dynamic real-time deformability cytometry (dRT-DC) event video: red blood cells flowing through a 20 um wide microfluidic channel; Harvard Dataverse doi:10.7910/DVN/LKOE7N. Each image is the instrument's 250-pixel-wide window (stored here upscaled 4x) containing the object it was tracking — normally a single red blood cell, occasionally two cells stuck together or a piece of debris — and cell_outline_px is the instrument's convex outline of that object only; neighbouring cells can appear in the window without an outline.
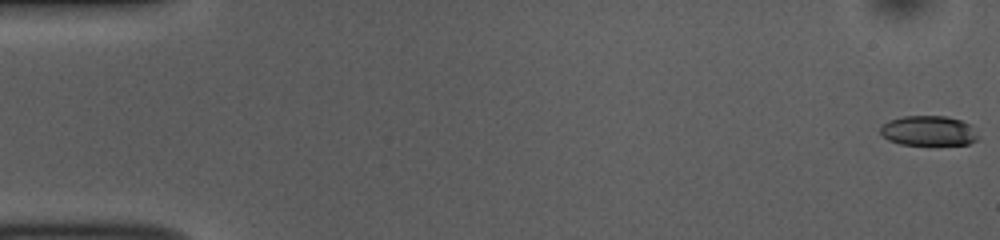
{"species": "common noctule bat (a hibernating species)", "species_latin": "Nyctalus noctula", "temperature_condition": "room temperature", "stored_images_in_passage": 54, "camera_frame_rate_fps": 3000, "um_per_image_px": 0.085, "animal": {"sex": "female", "body_mass_g": 10.0, "forearm_length_mm": 53.1}, "frame": {"image": 1, "passage_image": 1, "time_ms": 0.0, "image_size_px": [1000, 240], "cell_outline_px": [[980, 140], [968, 144], [900, 144], [888, 140], [880, 132], [880, 128], [888, 120], [904, 116], [944, 116], [960, 120], [968, 124], [980, 136]], "centroid_in_image_um": [78.94, 11.12], "position_along_channel_um": 6.1, "area_um2": 16.94}}
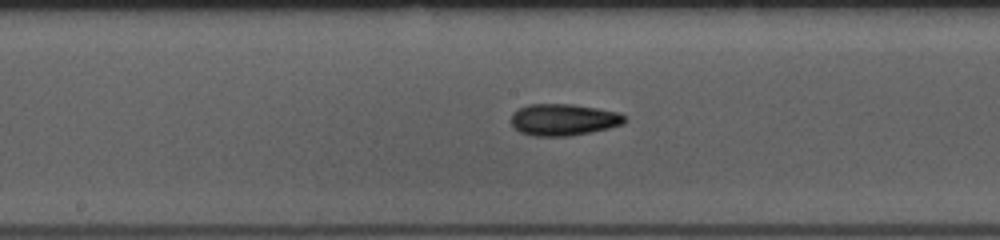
{"frame": {"image": 2, "passage_image": 28, "time_ms": 9.0, "image_size_px": [1000, 240], "cell_outline_px": [[628, 120], [624, 124], [592, 132], [568, 136], [532, 136], [520, 132], [512, 124], [512, 112], [528, 104], [572, 104], [620, 112]], "centroid_in_image_um": [47.92, 10.17], "position_along_channel_um": 200.3, "area_um2": 21.04}}
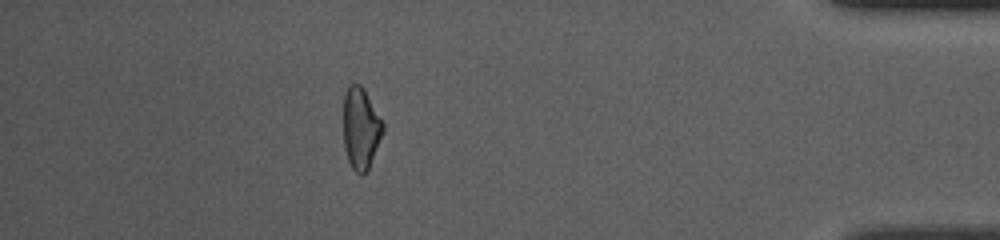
{"frame": {"image": 3, "passage_image": 48, "time_ms": 15.667, "image_size_px": [1000, 240], "cell_outline_px": [[384, 132], [368, 168], [360, 176], [352, 168], [348, 160], [344, 148], [344, 92], [348, 84], [360, 84], [364, 88], [384, 124]], "centroid_in_image_um": [30.66, 10.88], "position_along_channel_um": 404.5, "area_um2": 18.79}, "authors_computed_cell_mechanics": {"area_um2": 19.5653, "velocity_mm_per_s": 3.7598, "shape_relaxation_time_tau1_ms": 9.5449, "shape_relaxation_time_tau2_ms": 4.8315, "deformation_change_tau1": 0.2073, "deformation_change_tau2": 0.1345}}